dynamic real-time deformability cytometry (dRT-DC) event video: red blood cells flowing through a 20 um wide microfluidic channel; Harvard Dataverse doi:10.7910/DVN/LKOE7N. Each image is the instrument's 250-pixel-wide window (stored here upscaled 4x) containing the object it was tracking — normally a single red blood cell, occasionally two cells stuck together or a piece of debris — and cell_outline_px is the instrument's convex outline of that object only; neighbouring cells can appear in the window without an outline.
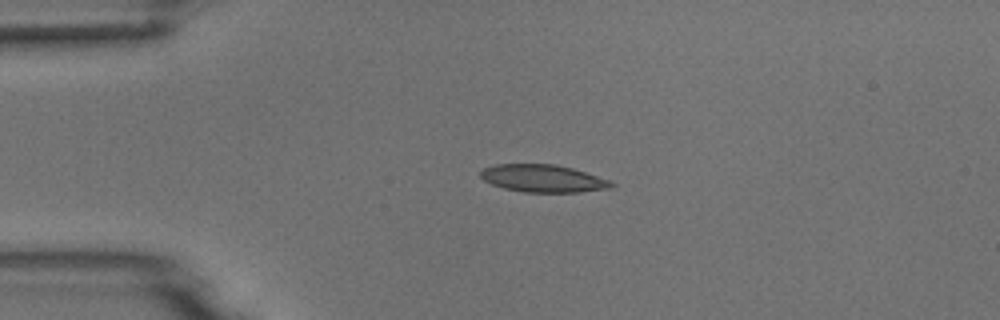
{"species": "common noctule bat (a hibernating species)", "species_latin": "Nyctalus noctula", "temperature_condition": "room temperature", "stored_images_in_passage": 4, "camera_frame_rate_fps": 3000, "um_per_image_px": 0.085, "animal": {"sex": "male", "body_mass_g": 18.8}, "frame": {"image": 1, "passage_image": 3, "time_ms": 3.333, "image_size_px": [1000, 320], "cell_outline_px": [[616, 184], [612, 188], [580, 192], [524, 192], [504, 188], [492, 184], [484, 180], [480, 176], [480, 172], [484, 168], [496, 164], [556, 164], [572, 168], [608, 180]], "centroid_in_image_um": [46.15, 15.17], "position_along_channel_um": 38.8, "area_um2": 20.87}}